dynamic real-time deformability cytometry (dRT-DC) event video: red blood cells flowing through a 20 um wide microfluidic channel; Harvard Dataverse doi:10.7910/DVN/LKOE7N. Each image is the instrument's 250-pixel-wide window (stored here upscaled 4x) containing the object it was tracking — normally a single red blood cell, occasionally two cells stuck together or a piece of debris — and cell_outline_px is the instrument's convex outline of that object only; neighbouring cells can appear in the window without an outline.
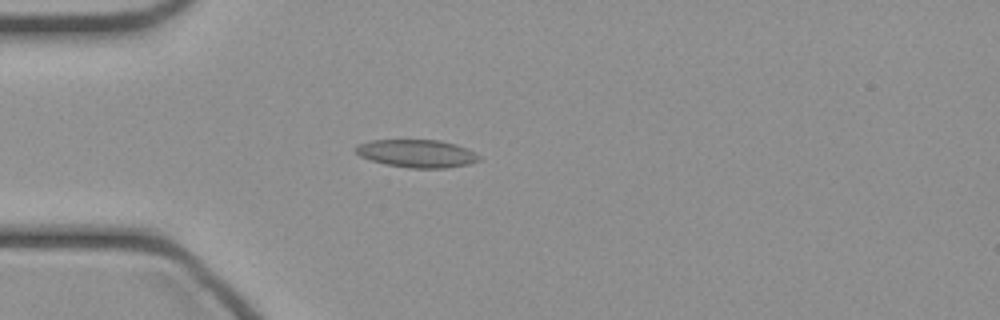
{"species": "common noctule bat (a hibernating species)", "species_latin": "Nyctalus noctula", "temperature_condition": "cold", "stored_images_in_passage": 33, "camera_frame_rate_fps": 3000, "um_per_image_px": 0.085, "animal": {"sex": "female", "body_mass_g": 21.9}, "frame": {"image": 1, "passage_image": 3, "time_ms": 0.667, "image_size_px": [1000, 320], "cell_outline_px": [[480, 160], [468, 164], [444, 168], [408, 168], [384, 164], [360, 156], [352, 148], [356, 144], [372, 140], [440, 140], [456, 144], [480, 156]], "centroid_in_image_um": [35.37, 13.04], "position_along_channel_um": 49.6, "area_um2": 20.0}}
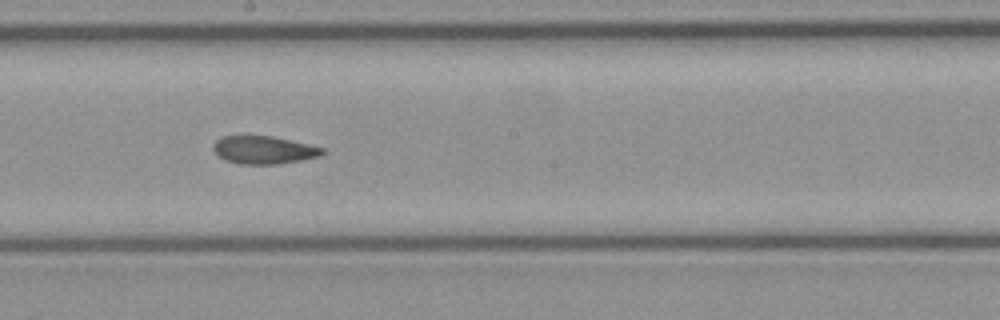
{"frame": {"image": 2, "passage_image": 16, "time_ms": 5.0, "image_size_px": [1000, 320], "cell_outline_px": [[328, 152], [320, 156], [300, 160], [276, 164], [240, 164], [224, 160], [216, 156], [212, 148], [212, 144], [220, 136], [272, 136], [308, 144], [324, 148]], "centroid_in_image_um": [22.39, 12.75], "position_along_channel_um": 225.8, "area_um2": 17.92}}
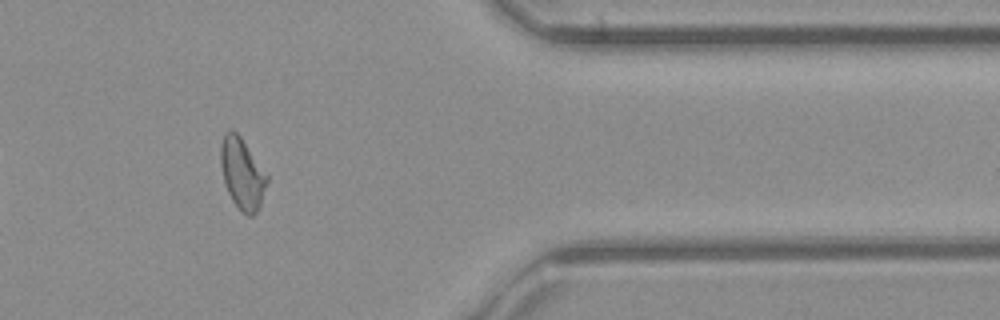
{"frame": {"image": 3, "passage_image": 29, "time_ms": 9.333, "image_size_px": [1000, 320], "cell_outline_px": [[268, 180], [260, 204], [256, 212], [252, 216], [248, 216], [232, 200], [224, 184], [220, 164], [220, 144], [224, 132], [232, 128], [240, 136], [268, 176]], "centroid_in_image_um": [20.55, 14.71], "position_along_channel_um": 390.8, "area_um2": 19.02}}